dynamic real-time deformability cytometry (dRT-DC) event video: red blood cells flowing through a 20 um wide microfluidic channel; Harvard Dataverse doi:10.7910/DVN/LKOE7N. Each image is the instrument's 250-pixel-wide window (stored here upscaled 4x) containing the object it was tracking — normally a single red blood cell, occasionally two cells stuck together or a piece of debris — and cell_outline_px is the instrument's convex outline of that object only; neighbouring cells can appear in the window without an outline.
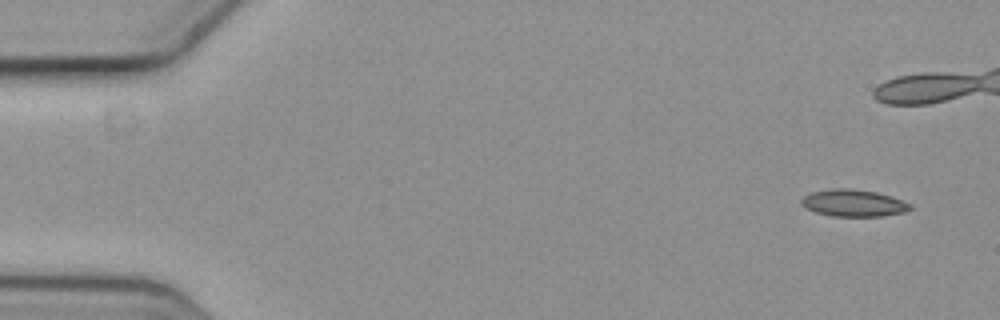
{"species": "common noctule bat (a hibernating species)", "species_latin": "Nyctalus noctula", "temperature_condition": "cold", "stored_images_in_passage": 3, "camera_frame_rate_fps": 3000, "um_per_image_px": 0.085, "animal": {"sex": "female", "body_mass_g": 19.3, "forearm_length_mm": 54.1}, "frame": {"image": 1, "passage_image": 1, "time_ms": 0.0, "image_size_px": [1000, 320], "cell_outline_px": [[912, 208], [904, 212], [884, 216], [832, 216], [816, 212], [800, 204], [800, 200], [804, 196], [812, 192], [836, 188], [852, 188], [876, 192], [892, 196], [912, 204]], "centroid_in_image_um": [72.57, 17.25], "position_along_channel_um": 12.4, "area_um2": 17.11}}